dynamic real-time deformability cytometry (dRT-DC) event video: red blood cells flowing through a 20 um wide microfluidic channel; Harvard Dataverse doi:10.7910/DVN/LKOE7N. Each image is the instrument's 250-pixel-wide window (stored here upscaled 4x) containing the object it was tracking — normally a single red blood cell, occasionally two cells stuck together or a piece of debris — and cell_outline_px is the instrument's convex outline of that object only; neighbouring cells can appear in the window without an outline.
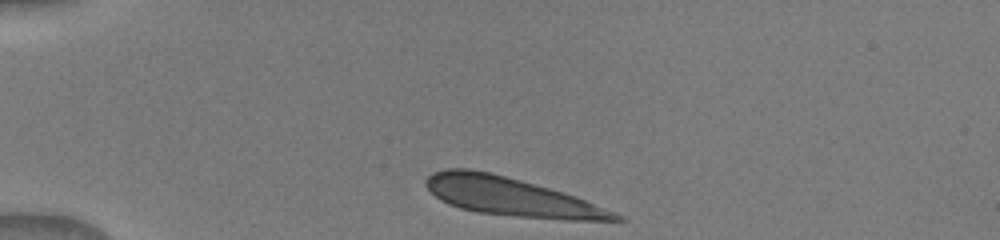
{"species": "human", "species_latin": "Homo sapiens", "temperature_condition": "warm", "stored_images_in_passage": 5, "camera_frame_rate_fps": 3000, "um_per_image_px": 0.085, "donor": {"sex": "male"}, "frame": {"image": 1, "passage_image": 1, "time_ms": 0.0, "image_size_px": [1000, 240], "cell_outline_px": [[628, 220], [564, 220], [520, 216], [480, 212], [460, 208], [448, 204], [440, 200], [424, 184], [424, 180], [432, 172], [444, 168], [468, 168], [492, 172], [564, 192], [576, 196], [616, 212], [624, 216]], "centroid_in_image_um": [43.44, 16.71], "position_along_channel_um": 41.6, "area_um2": 42.31}}
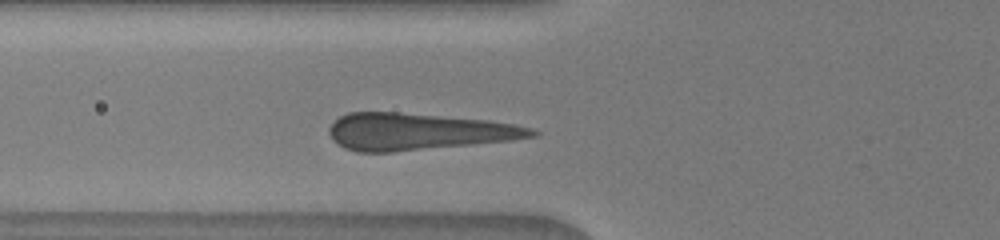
{"frame": {"image": 2, "passage_image": 5, "time_ms": 2.333, "image_size_px": [1000, 240], "cell_outline_px": [[540, 132], [536, 136], [512, 140], [392, 152], [356, 152], [344, 148], [332, 140], [328, 132], [328, 128], [340, 116], [348, 112], [396, 112], [488, 120], [512, 124], [532, 128]], "centroid_in_image_um": [35.51, 11.19], "position_along_channel_um": 90.3, "area_um2": 43.35}}